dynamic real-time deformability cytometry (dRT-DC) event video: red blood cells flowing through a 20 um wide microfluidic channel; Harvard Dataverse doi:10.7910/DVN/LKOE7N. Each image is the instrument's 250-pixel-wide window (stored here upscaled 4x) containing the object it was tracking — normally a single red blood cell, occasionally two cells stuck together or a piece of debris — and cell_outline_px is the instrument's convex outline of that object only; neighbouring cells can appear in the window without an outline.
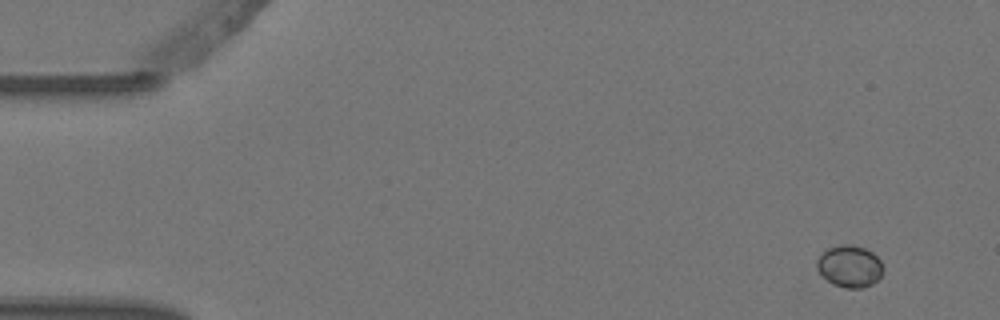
{"species": "Egyptian fruit bat (a non-hibernating species)", "species_latin": "Rousettus aegyptiacus", "temperature_condition": "warm", "stored_images_in_passage": 4, "camera_frame_rate_fps": 3000, "um_per_image_px": 0.085, "animal": {"sex": "female"}, "frame": {"image": 1, "passage_image": 1, "time_ms": 0.0, "image_size_px": [1000, 320], "cell_outline_px": [[884, 268], [880, 276], [872, 284], [860, 288], [844, 288], [828, 280], [816, 268], [816, 260], [828, 248], [840, 244], [856, 244], [872, 252], [880, 260]], "centroid_in_image_um": [72.23, 22.61], "position_along_channel_um": 12.8, "area_um2": 16.07}}
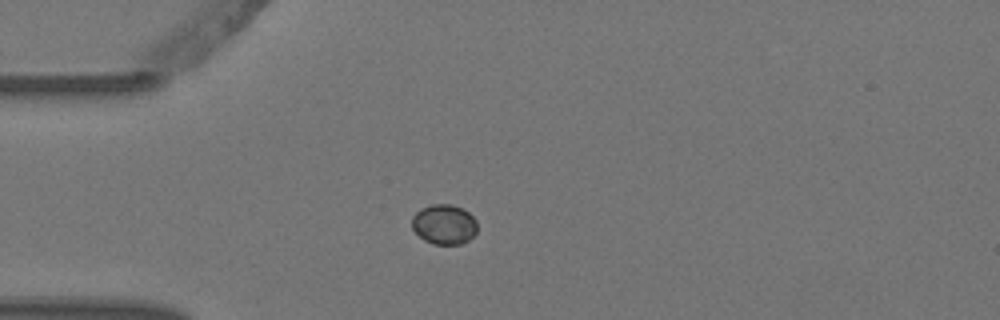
{"frame": {"image": 2, "passage_image": 4, "time_ms": 1.0, "image_size_px": [1000, 320], "cell_outline_px": [[476, 232], [468, 240], [460, 244], [432, 244], [424, 240], [412, 228], [412, 216], [420, 208], [432, 204], [452, 204], [468, 212], [476, 220]], "centroid_in_image_um": [37.73, 19.06], "position_along_channel_um": 47.3, "area_um2": 15.14}}